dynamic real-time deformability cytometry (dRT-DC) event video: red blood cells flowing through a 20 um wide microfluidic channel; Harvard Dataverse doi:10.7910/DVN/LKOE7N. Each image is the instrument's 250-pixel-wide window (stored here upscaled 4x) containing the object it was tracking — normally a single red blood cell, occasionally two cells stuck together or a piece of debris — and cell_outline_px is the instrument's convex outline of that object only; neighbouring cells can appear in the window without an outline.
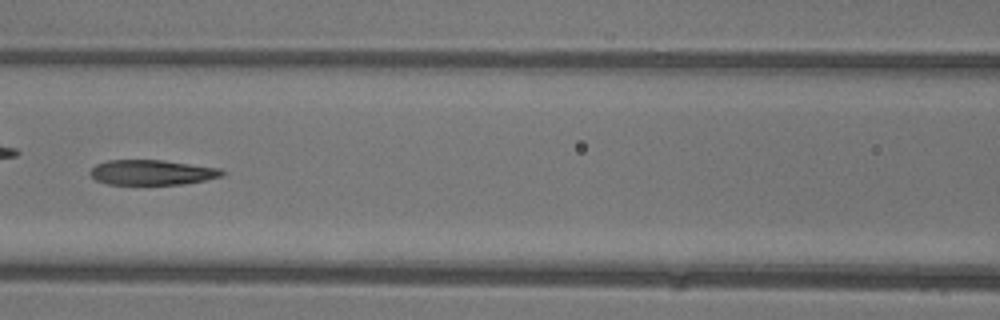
{"species": "common noctule bat (a hibernating species)", "species_latin": "Nyctalus noctula", "temperature_condition": "warm", "stored_images_in_passage": 47, "camera_frame_rate_fps": 3000, "um_per_image_px": 0.085, "animal": {"sex": "female"}, "frame": {"image": 1, "passage_image": 21, "time_ms": 6.667, "image_size_px": [1000, 320], "cell_outline_px": [[224, 176], [184, 184], [108, 184], [96, 180], [88, 172], [96, 164], [108, 160], [164, 160], [220, 168], [224, 172]], "centroid_in_image_um": [12.92, 14.65], "position_along_channel_um": 153.7, "area_um2": 19.25}, "authors_computed_cell_mechanics": {"area_um2": 21.1548, "velocity_mm_per_s": 4.4095, "shape_relaxation_time_tau1_ms": 7.5319, "shape_relaxation_time_tau2_ms": 2.0789, "deformation_change_tau1": 0.2668, "deformation_change_tau2": 0.1045}}